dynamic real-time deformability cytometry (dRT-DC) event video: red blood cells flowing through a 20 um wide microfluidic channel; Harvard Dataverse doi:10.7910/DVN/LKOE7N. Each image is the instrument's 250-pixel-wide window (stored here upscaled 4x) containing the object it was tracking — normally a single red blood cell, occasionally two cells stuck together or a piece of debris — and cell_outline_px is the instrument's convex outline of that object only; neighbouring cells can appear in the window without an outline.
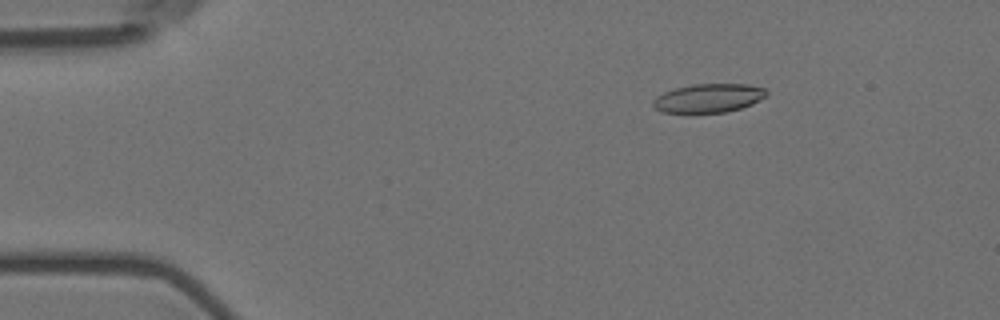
{"species": "Egyptian fruit bat (a non-hibernating species)", "species_latin": "Rousettus aegyptiacus", "temperature_condition": "room temperature", "stored_images_in_passage": 50, "camera_frame_rate_fps": 3000, "um_per_image_px": 0.085, "animal": {"sex": "female"}, "frame": {"image": 1, "passage_image": 2, "time_ms": 0.333, "image_size_px": [1000, 320], "cell_outline_px": [[768, 96], [752, 104], [740, 108], [724, 112], [660, 112], [652, 104], [652, 100], [656, 96], [664, 92], [676, 88], [692, 84], [748, 84], [764, 88], [768, 92]], "centroid_in_image_um": [60.24, 8.33], "position_along_channel_um": 24.8, "area_um2": 18.96}}
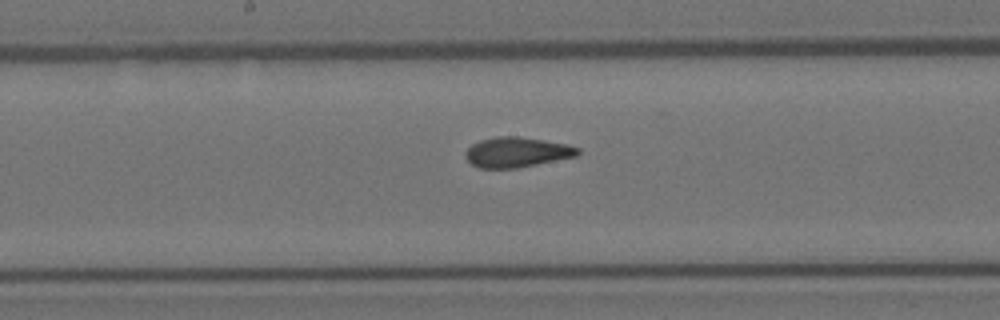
{"frame": {"image": 2, "passage_image": 23, "time_ms": 7.333, "image_size_px": [1000, 320], "cell_outline_px": [[580, 152], [576, 156], [516, 168], [480, 168], [472, 164], [464, 156], [464, 152], [472, 144], [480, 140], [496, 136], [516, 136], [568, 144], [580, 148]], "centroid_in_image_um": [43.91, 12.93], "position_along_channel_um": 204.3, "area_um2": 19.59}}
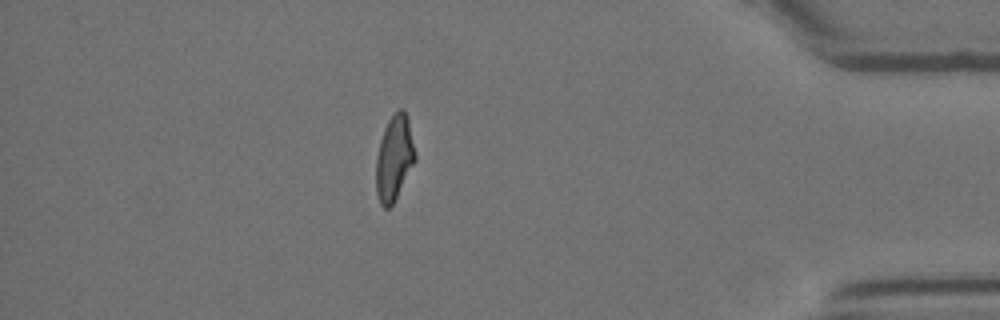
{"frame": {"image": 3, "passage_image": 43, "time_ms": 14.0, "image_size_px": [1000, 320], "cell_outline_px": [[416, 160], [392, 204], [388, 208], [384, 208], [380, 204], [376, 192], [376, 156], [380, 140], [384, 128], [388, 120], [400, 108], [404, 108], [408, 116], [416, 152]], "centroid_in_image_um": [33.52, 13.39], "position_along_channel_um": 401.7, "area_um2": 19.48}, "authors_computed_cell_mechanics": {"area_um2": 19.6231, "velocity_mm_per_s": 3.5737, "shape_relaxation_time_tau1_ms": null, "shape_relaxation_time_tau2_ms": 1.4645, "deformation_change_tau1": null, "deformation_change_tau2": 0.0855}}